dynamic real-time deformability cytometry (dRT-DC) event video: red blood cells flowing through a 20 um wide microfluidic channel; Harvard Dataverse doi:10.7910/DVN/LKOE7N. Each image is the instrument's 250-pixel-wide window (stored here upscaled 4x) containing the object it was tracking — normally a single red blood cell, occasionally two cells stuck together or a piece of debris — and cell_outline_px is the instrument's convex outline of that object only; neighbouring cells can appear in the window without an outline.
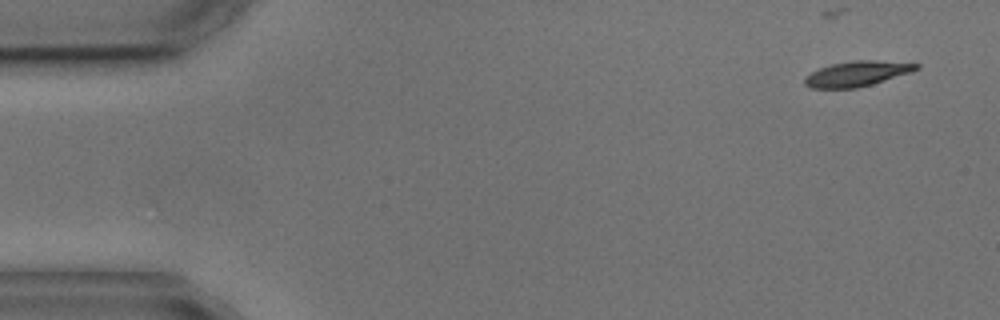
{"species": "common noctule bat (a hibernating species)", "species_latin": "Nyctalus noctula", "temperature_condition": "cold", "stored_images_in_passage": 5, "camera_frame_rate_fps": 3000, "um_per_image_px": 0.085, "animal": {"sex": "male", "body_mass_g": 17.9, "forearm_length_mm": 54.2}, "frame": {"image": 1, "passage_image": 1, "time_ms": 0.0, "image_size_px": [1000, 320], "cell_outline_px": [[920, 68], [912, 72], [872, 84], [856, 88], [808, 88], [804, 84], [804, 76], [820, 68], [832, 64], [856, 60], [876, 60], [920, 64]], "centroid_in_image_um": [72.84, 6.27], "position_along_channel_um": 12.2, "area_um2": 16.36}}
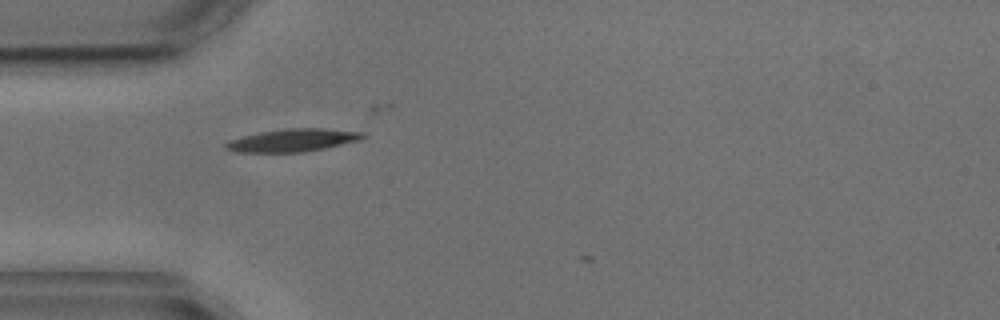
{"frame": {"image": 2, "passage_image": 4, "time_ms": 4.333, "image_size_px": [1000, 320], "cell_outline_px": [[368, 136], [360, 140], [324, 148], [304, 152], [236, 152], [224, 148], [224, 144], [228, 140], [260, 132], [288, 128], [324, 128], [364, 132]], "centroid_in_image_um": [24.9, 11.92], "position_along_channel_um": 60.1, "area_um2": 18.21}}